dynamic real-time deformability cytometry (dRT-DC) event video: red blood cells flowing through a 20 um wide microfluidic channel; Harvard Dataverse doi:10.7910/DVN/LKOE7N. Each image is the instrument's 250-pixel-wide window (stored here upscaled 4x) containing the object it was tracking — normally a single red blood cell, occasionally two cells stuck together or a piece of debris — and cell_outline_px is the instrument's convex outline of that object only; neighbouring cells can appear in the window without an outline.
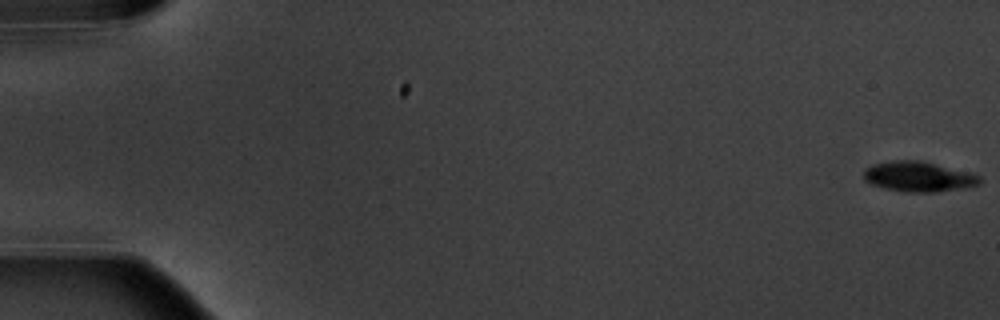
{"species": "common noctule bat (a hibernating species)", "species_latin": "Nyctalus noctula", "temperature_condition": "warm", "stored_images_in_passage": 7, "segment_of_instrument_passage": [1, 2], "camera_frame_rate_fps": 3000, "um_per_image_px": 0.085, "animal": {"sex": "male", "body_mass_g": 20.1, "forearm_length_mm": 53.5}, "frame": {"image": 1, "passage_image": 1, "time_ms": 0.0, "image_size_px": [1000, 320], "cell_outline_px": [[984, 180], [980, 184], [964, 188], [936, 192], [904, 192], [884, 188], [872, 184], [864, 180], [864, 168], [872, 164], [892, 160], [920, 160], [972, 172], [980, 176]], "centroid_in_image_um": [78.11, 15.01], "position_along_channel_um": 6.9, "area_um2": 20.75}}
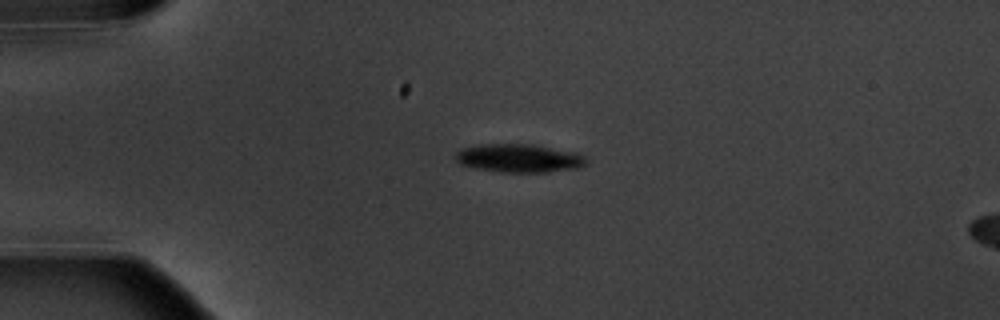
{"frame": {"image": 2, "passage_image": 5, "time_ms": 4.667, "image_size_px": [1000, 320], "cell_outline_px": [[588, 164], [580, 168], [544, 172], [500, 172], [476, 168], [460, 164], [456, 160], [456, 152], [464, 148], [480, 144], [536, 144], [576, 152], [584, 156], [588, 160]], "centroid_in_image_um": [44.18, 13.44], "position_along_channel_um": 40.8, "area_um2": 21.79}}